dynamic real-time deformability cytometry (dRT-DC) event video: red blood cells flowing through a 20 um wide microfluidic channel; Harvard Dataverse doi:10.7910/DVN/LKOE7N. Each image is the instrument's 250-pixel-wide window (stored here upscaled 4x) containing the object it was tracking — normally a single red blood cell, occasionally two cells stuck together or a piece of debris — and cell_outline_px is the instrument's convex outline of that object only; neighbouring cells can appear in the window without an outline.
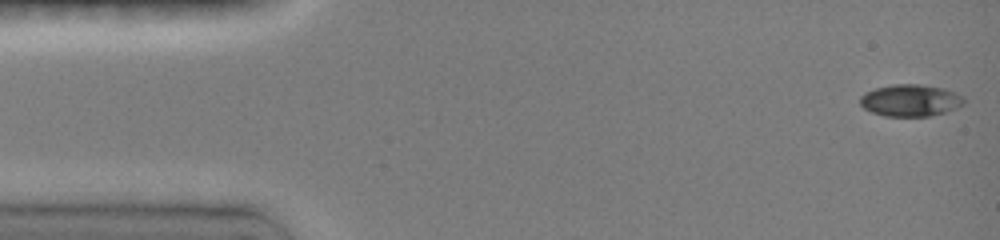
{"species": "common noctule bat (a hibernating species)", "species_latin": "Nyctalus noctula", "temperature_condition": "room temperature", "stored_images_in_passage": 47, "camera_frame_rate_fps": 3000, "um_per_image_px": 0.085, "animal": {"sex": "female", "body_mass_g": 19.0, "forearm_length_mm": 51.5}, "frame": {"image": 1, "passage_image": 1, "time_ms": 0.0, "image_size_px": [1000, 240], "cell_outline_px": [[964, 104], [956, 108], [944, 112], [928, 116], [884, 116], [872, 112], [864, 108], [860, 104], [860, 96], [864, 92], [876, 88], [892, 84], [920, 84], [944, 88], [956, 92], [964, 96]], "centroid_in_image_um": [77.39, 8.52], "position_along_channel_um": 7.6, "area_um2": 19.42}}
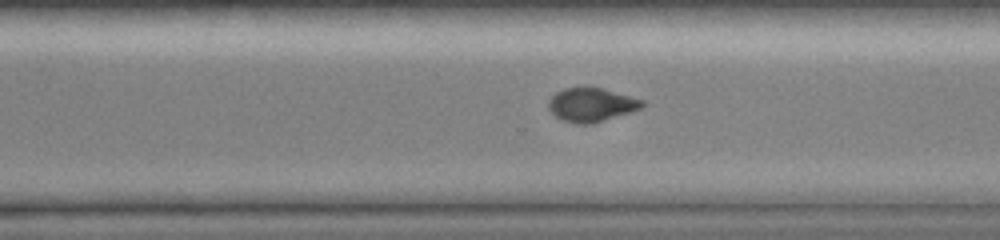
{"frame": {"image": 2, "passage_image": 33, "time_ms": 10.667, "image_size_px": [1000, 240], "cell_outline_px": [[644, 104], [640, 108], [592, 124], [576, 124], [560, 120], [548, 108], [548, 104], [552, 96], [556, 92], [564, 88], [604, 88], [644, 100]], "centroid_in_image_um": [50.24, 8.91], "position_along_channel_um": 320.4, "area_um2": 18.21}}
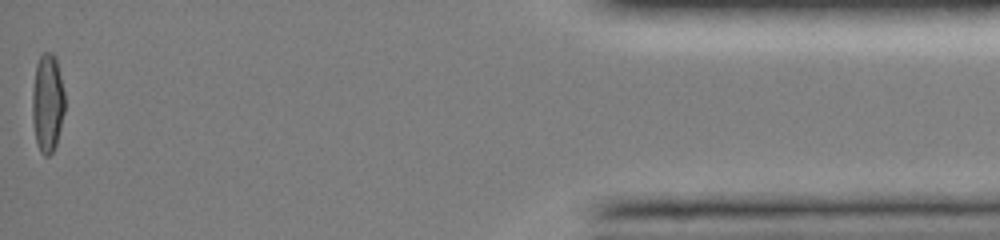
{"frame": {"image": 3, "passage_image": 47, "time_ms": 15.333, "image_size_px": [1000, 240], "cell_outline_px": [[64, 112], [56, 144], [52, 152], [48, 156], [44, 156], [40, 152], [36, 140], [32, 120], [32, 88], [36, 64], [40, 56], [44, 52], [52, 52], [56, 56], [64, 92]], "centroid_in_image_um": [4.02, 8.73], "position_along_channel_um": 431.2, "area_um2": 18.73}, "authors_computed_cell_mechanics": {"area_um2": 18.9584, "velocity_mm_per_s": 4.0363, "shape_relaxation_time_tau1_ms": 6.8688, "shape_relaxation_time_tau2_ms": 2.0332, "deformation_change_tau1": 0.2056, "deformation_change_tau2": 0.0492}}